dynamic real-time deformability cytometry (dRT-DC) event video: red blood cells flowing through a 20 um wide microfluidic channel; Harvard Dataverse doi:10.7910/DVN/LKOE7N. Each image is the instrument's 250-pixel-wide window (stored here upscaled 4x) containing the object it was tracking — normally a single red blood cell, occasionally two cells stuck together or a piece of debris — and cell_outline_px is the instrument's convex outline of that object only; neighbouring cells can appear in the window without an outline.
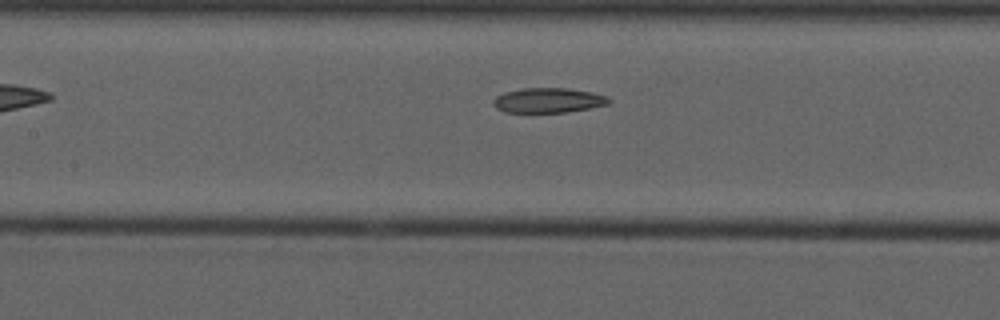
{"species": "common noctule bat (a hibernating species)", "species_latin": "Nyctalus noctula", "temperature_condition": "cold", "stored_images_in_passage": 9, "segment_of_instrument_passage": [2, 2], "camera_frame_rate_fps": 3000, "um_per_image_px": 0.085, "animal": {"sex": "male", "forearm_length_mm": 52.5}, "frame": {"image": 1, "passage_image": 9, "time_ms": 10.333, "image_size_px": [1000, 320], "cell_outline_px": [[612, 104], [568, 112], [504, 112], [496, 108], [492, 104], [492, 100], [496, 96], [504, 92], [524, 88], [568, 88], [592, 92], [608, 96], [612, 100]], "centroid_in_image_um": [46.64, 8.53], "position_along_channel_um": 160.8, "area_um2": 16.99}}